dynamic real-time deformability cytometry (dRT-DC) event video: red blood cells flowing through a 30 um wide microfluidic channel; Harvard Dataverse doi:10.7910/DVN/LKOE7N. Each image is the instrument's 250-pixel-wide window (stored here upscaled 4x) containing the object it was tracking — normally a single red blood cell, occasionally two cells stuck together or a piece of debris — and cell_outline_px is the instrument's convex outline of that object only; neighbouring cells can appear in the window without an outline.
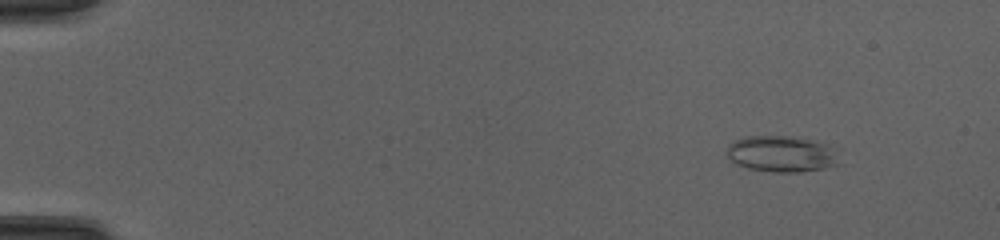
{"species": "common noctule bat (a hibernating species)", "species_latin": "Nyctalus noctula", "temperature_condition": "cold", "stored_images_in_passage": 37, "camera_frame_rate_fps": 3000, "um_per_image_px": 0.085, "animal": {"sex": "female", "body_mass_g": 20.0, "forearm_length_mm": 54.0}, "frame": {"image": 1, "passage_image": 5, "time_ms": 1.333, "image_size_px": [1000, 240], "cell_outline_px": [[836, 164], [824, 168], [800, 172], [776, 172], [748, 168], [736, 164], [728, 156], [728, 148], [736, 140], [748, 136], [792, 136], [816, 144], [824, 148]], "centroid_in_image_um": [66.22, 13.11], "position_along_channel_um": 18.8, "area_um2": 21.96}}
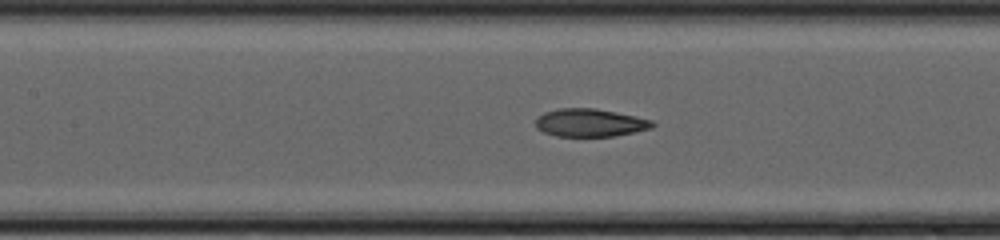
{"frame": {"image": 2, "passage_image": 24, "time_ms": 7.667, "image_size_px": [1000, 240], "cell_outline_px": [[656, 124], [652, 128], [636, 132], [616, 136], [556, 136], [544, 132], [536, 128], [536, 120], [544, 112], [560, 108], [596, 108], [636, 116], [652, 120]], "centroid_in_image_um": [50.19, 10.43], "position_along_channel_um": 157.2, "area_um2": 19.07}}
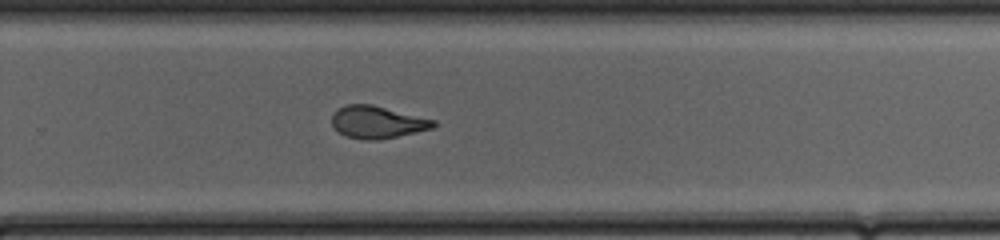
{"frame": {"image": 3, "passage_image": 34, "time_ms": 11.0, "image_size_px": [1000, 240], "cell_outline_px": [[436, 124], [432, 128], [416, 132], [380, 140], [364, 140], [348, 136], [340, 132], [332, 124], [332, 116], [344, 104], [372, 104], [436, 120]], "centroid_in_image_um": [32.09, 10.38], "position_along_channel_um": 297.7, "area_um2": 18.96}}